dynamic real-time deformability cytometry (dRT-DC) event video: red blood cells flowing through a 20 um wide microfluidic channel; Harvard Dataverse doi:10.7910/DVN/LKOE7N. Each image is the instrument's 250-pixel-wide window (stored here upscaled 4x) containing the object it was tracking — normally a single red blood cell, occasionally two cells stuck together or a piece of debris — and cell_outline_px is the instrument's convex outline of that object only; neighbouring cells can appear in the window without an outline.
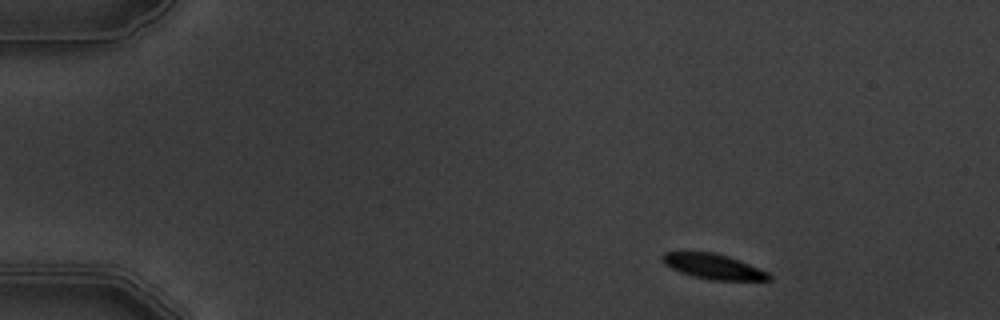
{"species": "common noctule bat (a hibernating species)", "species_latin": "Nyctalus noctula", "temperature_condition": "warm", "stored_images_in_passage": 6, "camera_frame_rate_fps": 3000, "um_per_image_px": 0.085, "animal": {"sex": "male", "body_mass_g": 19.5, "forearm_length_mm": 54.6}, "frame": {"image": 1, "passage_image": 1, "time_ms": 0.0, "image_size_px": [1000, 320], "cell_outline_px": [[772, 280], [712, 280], [692, 276], [680, 272], [664, 264], [660, 260], [660, 256], [664, 252], [716, 252], [740, 260], [768, 272], [772, 276]], "centroid_in_image_um": [60.62, 22.64], "position_along_channel_um": 24.4, "area_um2": 15.72}}
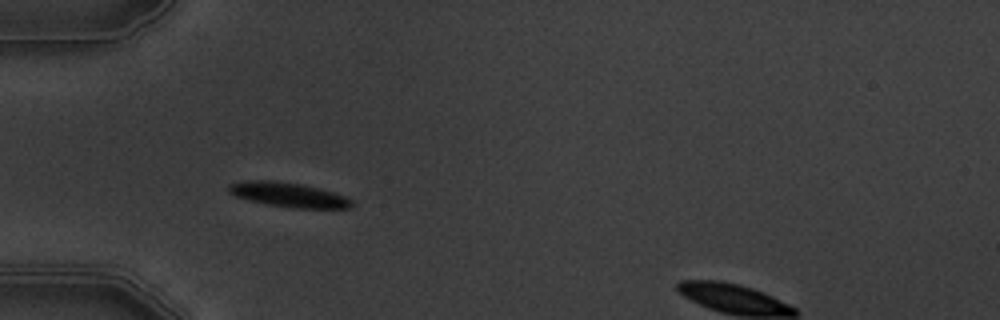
{"frame": {"image": 2, "passage_image": 4, "time_ms": 3.333, "image_size_px": [1000, 320], "cell_outline_px": [[352, 204], [348, 208], [288, 208], [264, 204], [236, 196], [228, 192], [228, 184], [244, 180], [276, 180], [300, 184], [332, 192], [344, 196], [352, 200]], "centroid_in_image_um": [24.45, 16.55], "position_along_channel_um": 60.6, "area_um2": 17.57}}